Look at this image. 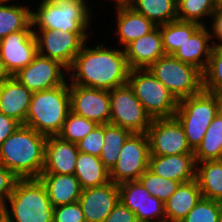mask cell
Returning <instances> with one entry per match:
<instances>
[{"label": "cell", "mask_w": 222, "mask_h": 222, "mask_svg": "<svg viewBox=\"0 0 222 222\" xmlns=\"http://www.w3.org/2000/svg\"><path fill=\"white\" fill-rule=\"evenodd\" d=\"M53 222H86L80 203L61 205L54 208Z\"/></svg>", "instance_id": "cell-39"}, {"label": "cell", "mask_w": 222, "mask_h": 222, "mask_svg": "<svg viewBox=\"0 0 222 222\" xmlns=\"http://www.w3.org/2000/svg\"><path fill=\"white\" fill-rule=\"evenodd\" d=\"M203 90L222 95V46H213L203 72Z\"/></svg>", "instance_id": "cell-35"}, {"label": "cell", "mask_w": 222, "mask_h": 222, "mask_svg": "<svg viewBox=\"0 0 222 222\" xmlns=\"http://www.w3.org/2000/svg\"><path fill=\"white\" fill-rule=\"evenodd\" d=\"M68 68L57 60L37 54L34 60L20 69L14 77L32 92L48 90L65 84Z\"/></svg>", "instance_id": "cell-13"}, {"label": "cell", "mask_w": 222, "mask_h": 222, "mask_svg": "<svg viewBox=\"0 0 222 222\" xmlns=\"http://www.w3.org/2000/svg\"><path fill=\"white\" fill-rule=\"evenodd\" d=\"M213 48L208 25L201 26L177 49L173 56L183 63L192 65L204 72Z\"/></svg>", "instance_id": "cell-23"}, {"label": "cell", "mask_w": 222, "mask_h": 222, "mask_svg": "<svg viewBox=\"0 0 222 222\" xmlns=\"http://www.w3.org/2000/svg\"><path fill=\"white\" fill-rule=\"evenodd\" d=\"M98 124L69 111L58 136L71 143H77L89 134Z\"/></svg>", "instance_id": "cell-36"}, {"label": "cell", "mask_w": 222, "mask_h": 222, "mask_svg": "<svg viewBox=\"0 0 222 222\" xmlns=\"http://www.w3.org/2000/svg\"><path fill=\"white\" fill-rule=\"evenodd\" d=\"M209 26L213 46H222V7H217L211 16ZM215 38V39H214ZM217 39L218 42L215 40Z\"/></svg>", "instance_id": "cell-42"}, {"label": "cell", "mask_w": 222, "mask_h": 222, "mask_svg": "<svg viewBox=\"0 0 222 222\" xmlns=\"http://www.w3.org/2000/svg\"><path fill=\"white\" fill-rule=\"evenodd\" d=\"M127 83L152 119L174 117L178 101L148 68L131 69Z\"/></svg>", "instance_id": "cell-8"}, {"label": "cell", "mask_w": 222, "mask_h": 222, "mask_svg": "<svg viewBox=\"0 0 222 222\" xmlns=\"http://www.w3.org/2000/svg\"><path fill=\"white\" fill-rule=\"evenodd\" d=\"M78 153L76 143L63 140L58 135L47 136L42 173L74 175Z\"/></svg>", "instance_id": "cell-18"}, {"label": "cell", "mask_w": 222, "mask_h": 222, "mask_svg": "<svg viewBox=\"0 0 222 222\" xmlns=\"http://www.w3.org/2000/svg\"><path fill=\"white\" fill-rule=\"evenodd\" d=\"M116 30L113 35H117L116 45L124 48L130 42L153 31L157 25L151 20L136 12L129 5H115Z\"/></svg>", "instance_id": "cell-20"}, {"label": "cell", "mask_w": 222, "mask_h": 222, "mask_svg": "<svg viewBox=\"0 0 222 222\" xmlns=\"http://www.w3.org/2000/svg\"><path fill=\"white\" fill-rule=\"evenodd\" d=\"M196 180L202 197L222 202V161L197 162Z\"/></svg>", "instance_id": "cell-27"}, {"label": "cell", "mask_w": 222, "mask_h": 222, "mask_svg": "<svg viewBox=\"0 0 222 222\" xmlns=\"http://www.w3.org/2000/svg\"><path fill=\"white\" fill-rule=\"evenodd\" d=\"M149 169L160 177L181 183L196 179V161L194 154L169 156L150 155Z\"/></svg>", "instance_id": "cell-21"}, {"label": "cell", "mask_w": 222, "mask_h": 222, "mask_svg": "<svg viewBox=\"0 0 222 222\" xmlns=\"http://www.w3.org/2000/svg\"><path fill=\"white\" fill-rule=\"evenodd\" d=\"M219 160L222 161V150H221V153H220V156H219Z\"/></svg>", "instance_id": "cell-49"}, {"label": "cell", "mask_w": 222, "mask_h": 222, "mask_svg": "<svg viewBox=\"0 0 222 222\" xmlns=\"http://www.w3.org/2000/svg\"><path fill=\"white\" fill-rule=\"evenodd\" d=\"M218 222H222V209L220 211V216H219Z\"/></svg>", "instance_id": "cell-48"}, {"label": "cell", "mask_w": 222, "mask_h": 222, "mask_svg": "<svg viewBox=\"0 0 222 222\" xmlns=\"http://www.w3.org/2000/svg\"><path fill=\"white\" fill-rule=\"evenodd\" d=\"M104 222H138L136 215L120 201L107 216Z\"/></svg>", "instance_id": "cell-41"}, {"label": "cell", "mask_w": 222, "mask_h": 222, "mask_svg": "<svg viewBox=\"0 0 222 222\" xmlns=\"http://www.w3.org/2000/svg\"><path fill=\"white\" fill-rule=\"evenodd\" d=\"M12 75L10 72L6 69L3 59L1 58L0 54V85L5 82L7 79H9Z\"/></svg>", "instance_id": "cell-44"}, {"label": "cell", "mask_w": 222, "mask_h": 222, "mask_svg": "<svg viewBox=\"0 0 222 222\" xmlns=\"http://www.w3.org/2000/svg\"><path fill=\"white\" fill-rule=\"evenodd\" d=\"M22 124L0 112V147L4 140L12 135Z\"/></svg>", "instance_id": "cell-43"}, {"label": "cell", "mask_w": 222, "mask_h": 222, "mask_svg": "<svg viewBox=\"0 0 222 222\" xmlns=\"http://www.w3.org/2000/svg\"><path fill=\"white\" fill-rule=\"evenodd\" d=\"M32 94L14 75L11 76L0 85V112L24 125Z\"/></svg>", "instance_id": "cell-22"}, {"label": "cell", "mask_w": 222, "mask_h": 222, "mask_svg": "<svg viewBox=\"0 0 222 222\" xmlns=\"http://www.w3.org/2000/svg\"><path fill=\"white\" fill-rule=\"evenodd\" d=\"M19 178L0 163V212L4 209Z\"/></svg>", "instance_id": "cell-40"}, {"label": "cell", "mask_w": 222, "mask_h": 222, "mask_svg": "<svg viewBox=\"0 0 222 222\" xmlns=\"http://www.w3.org/2000/svg\"><path fill=\"white\" fill-rule=\"evenodd\" d=\"M217 7H222V0H213Z\"/></svg>", "instance_id": "cell-46"}, {"label": "cell", "mask_w": 222, "mask_h": 222, "mask_svg": "<svg viewBox=\"0 0 222 222\" xmlns=\"http://www.w3.org/2000/svg\"><path fill=\"white\" fill-rule=\"evenodd\" d=\"M104 143V124H98L82 140L77 142L78 151L100 157Z\"/></svg>", "instance_id": "cell-38"}, {"label": "cell", "mask_w": 222, "mask_h": 222, "mask_svg": "<svg viewBox=\"0 0 222 222\" xmlns=\"http://www.w3.org/2000/svg\"><path fill=\"white\" fill-rule=\"evenodd\" d=\"M128 5L157 26L177 20V0H132Z\"/></svg>", "instance_id": "cell-29"}, {"label": "cell", "mask_w": 222, "mask_h": 222, "mask_svg": "<svg viewBox=\"0 0 222 222\" xmlns=\"http://www.w3.org/2000/svg\"><path fill=\"white\" fill-rule=\"evenodd\" d=\"M149 157L147 133H132L125 141L116 164L109 171L110 181L117 185L138 181L149 168Z\"/></svg>", "instance_id": "cell-10"}, {"label": "cell", "mask_w": 222, "mask_h": 222, "mask_svg": "<svg viewBox=\"0 0 222 222\" xmlns=\"http://www.w3.org/2000/svg\"><path fill=\"white\" fill-rule=\"evenodd\" d=\"M53 216L54 207L42 182L27 178L17 181L0 212V222H53Z\"/></svg>", "instance_id": "cell-3"}, {"label": "cell", "mask_w": 222, "mask_h": 222, "mask_svg": "<svg viewBox=\"0 0 222 222\" xmlns=\"http://www.w3.org/2000/svg\"><path fill=\"white\" fill-rule=\"evenodd\" d=\"M123 49L130 69L149 68L165 55L160 28L157 26L149 34L133 40Z\"/></svg>", "instance_id": "cell-19"}, {"label": "cell", "mask_w": 222, "mask_h": 222, "mask_svg": "<svg viewBox=\"0 0 222 222\" xmlns=\"http://www.w3.org/2000/svg\"><path fill=\"white\" fill-rule=\"evenodd\" d=\"M38 179L44 185L54 208L77 202L80 198L82 189L74 175L41 173Z\"/></svg>", "instance_id": "cell-24"}, {"label": "cell", "mask_w": 222, "mask_h": 222, "mask_svg": "<svg viewBox=\"0 0 222 222\" xmlns=\"http://www.w3.org/2000/svg\"><path fill=\"white\" fill-rule=\"evenodd\" d=\"M222 150V109L209 125L201 144L194 151L195 161L219 160Z\"/></svg>", "instance_id": "cell-31"}, {"label": "cell", "mask_w": 222, "mask_h": 222, "mask_svg": "<svg viewBox=\"0 0 222 222\" xmlns=\"http://www.w3.org/2000/svg\"><path fill=\"white\" fill-rule=\"evenodd\" d=\"M110 2H115L113 3L115 5H128L132 0H109Z\"/></svg>", "instance_id": "cell-45"}, {"label": "cell", "mask_w": 222, "mask_h": 222, "mask_svg": "<svg viewBox=\"0 0 222 222\" xmlns=\"http://www.w3.org/2000/svg\"><path fill=\"white\" fill-rule=\"evenodd\" d=\"M47 136L21 125L0 147V163L19 179L38 178L44 169Z\"/></svg>", "instance_id": "cell-2"}, {"label": "cell", "mask_w": 222, "mask_h": 222, "mask_svg": "<svg viewBox=\"0 0 222 222\" xmlns=\"http://www.w3.org/2000/svg\"><path fill=\"white\" fill-rule=\"evenodd\" d=\"M77 1H81V2L85 3L90 9H93L90 7L91 2L88 4V2H89L88 0H77Z\"/></svg>", "instance_id": "cell-47"}, {"label": "cell", "mask_w": 222, "mask_h": 222, "mask_svg": "<svg viewBox=\"0 0 222 222\" xmlns=\"http://www.w3.org/2000/svg\"><path fill=\"white\" fill-rule=\"evenodd\" d=\"M78 202L86 222H104L119 202L118 185L110 181L102 186L83 189Z\"/></svg>", "instance_id": "cell-17"}, {"label": "cell", "mask_w": 222, "mask_h": 222, "mask_svg": "<svg viewBox=\"0 0 222 222\" xmlns=\"http://www.w3.org/2000/svg\"><path fill=\"white\" fill-rule=\"evenodd\" d=\"M222 202L201 197L181 222H218Z\"/></svg>", "instance_id": "cell-37"}, {"label": "cell", "mask_w": 222, "mask_h": 222, "mask_svg": "<svg viewBox=\"0 0 222 222\" xmlns=\"http://www.w3.org/2000/svg\"><path fill=\"white\" fill-rule=\"evenodd\" d=\"M201 26L196 22L179 20L159 25L165 54L173 55Z\"/></svg>", "instance_id": "cell-30"}, {"label": "cell", "mask_w": 222, "mask_h": 222, "mask_svg": "<svg viewBox=\"0 0 222 222\" xmlns=\"http://www.w3.org/2000/svg\"><path fill=\"white\" fill-rule=\"evenodd\" d=\"M216 8L213 0H177V20L208 25Z\"/></svg>", "instance_id": "cell-33"}, {"label": "cell", "mask_w": 222, "mask_h": 222, "mask_svg": "<svg viewBox=\"0 0 222 222\" xmlns=\"http://www.w3.org/2000/svg\"><path fill=\"white\" fill-rule=\"evenodd\" d=\"M109 124L129 130L131 133H146L152 118L137 99L127 83L109 91Z\"/></svg>", "instance_id": "cell-9"}, {"label": "cell", "mask_w": 222, "mask_h": 222, "mask_svg": "<svg viewBox=\"0 0 222 222\" xmlns=\"http://www.w3.org/2000/svg\"><path fill=\"white\" fill-rule=\"evenodd\" d=\"M74 176L82 190L110 182L109 170L101 159L88 153H78Z\"/></svg>", "instance_id": "cell-26"}, {"label": "cell", "mask_w": 222, "mask_h": 222, "mask_svg": "<svg viewBox=\"0 0 222 222\" xmlns=\"http://www.w3.org/2000/svg\"><path fill=\"white\" fill-rule=\"evenodd\" d=\"M0 54L6 69L12 76L29 65L38 54L32 23L25 30L10 33L2 38Z\"/></svg>", "instance_id": "cell-16"}, {"label": "cell", "mask_w": 222, "mask_h": 222, "mask_svg": "<svg viewBox=\"0 0 222 222\" xmlns=\"http://www.w3.org/2000/svg\"><path fill=\"white\" fill-rule=\"evenodd\" d=\"M222 109V95L202 90L178 101L174 117L182 125L187 143L195 151L212 120Z\"/></svg>", "instance_id": "cell-6"}, {"label": "cell", "mask_w": 222, "mask_h": 222, "mask_svg": "<svg viewBox=\"0 0 222 222\" xmlns=\"http://www.w3.org/2000/svg\"><path fill=\"white\" fill-rule=\"evenodd\" d=\"M31 11L34 30L90 32L96 14L85 3L77 0H41ZM93 12V13H91ZM94 17V18H92ZM91 25V26H90Z\"/></svg>", "instance_id": "cell-5"}, {"label": "cell", "mask_w": 222, "mask_h": 222, "mask_svg": "<svg viewBox=\"0 0 222 222\" xmlns=\"http://www.w3.org/2000/svg\"><path fill=\"white\" fill-rule=\"evenodd\" d=\"M70 111L97 124L110 122L109 90L69 83Z\"/></svg>", "instance_id": "cell-15"}, {"label": "cell", "mask_w": 222, "mask_h": 222, "mask_svg": "<svg viewBox=\"0 0 222 222\" xmlns=\"http://www.w3.org/2000/svg\"><path fill=\"white\" fill-rule=\"evenodd\" d=\"M139 181L143 184L150 195L165 203L177 190L181 182L160 177L149 168L140 176Z\"/></svg>", "instance_id": "cell-34"}, {"label": "cell", "mask_w": 222, "mask_h": 222, "mask_svg": "<svg viewBox=\"0 0 222 222\" xmlns=\"http://www.w3.org/2000/svg\"><path fill=\"white\" fill-rule=\"evenodd\" d=\"M17 2L0 0V40L10 33L25 30L32 23V7Z\"/></svg>", "instance_id": "cell-28"}, {"label": "cell", "mask_w": 222, "mask_h": 222, "mask_svg": "<svg viewBox=\"0 0 222 222\" xmlns=\"http://www.w3.org/2000/svg\"><path fill=\"white\" fill-rule=\"evenodd\" d=\"M70 111L68 81L57 87L33 92L25 126L45 136H57Z\"/></svg>", "instance_id": "cell-4"}, {"label": "cell", "mask_w": 222, "mask_h": 222, "mask_svg": "<svg viewBox=\"0 0 222 222\" xmlns=\"http://www.w3.org/2000/svg\"><path fill=\"white\" fill-rule=\"evenodd\" d=\"M98 44L90 47L85 42L68 68V82L109 91L127 84L131 69L124 49Z\"/></svg>", "instance_id": "cell-1"}, {"label": "cell", "mask_w": 222, "mask_h": 222, "mask_svg": "<svg viewBox=\"0 0 222 222\" xmlns=\"http://www.w3.org/2000/svg\"><path fill=\"white\" fill-rule=\"evenodd\" d=\"M132 133L124 128L112 124H104V143L100 159L110 171L116 164L120 151Z\"/></svg>", "instance_id": "cell-32"}, {"label": "cell", "mask_w": 222, "mask_h": 222, "mask_svg": "<svg viewBox=\"0 0 222 222\" xmlns=\"http://www.w3.org/2000/svg\"><path fill=\"white\" fill-rule=\"evenodd\" d=\"M38 54L54 59L69 68L81 48L92 36L90 32L34 30Z\"/></svg>", "instance_id": "cell-11"}, {"label": "cell", "mask_w": 222, "mask_h": 222, "mask_svg": "<svg viewBox=\"0 0 222 222\" xmlns=\"http://www.w3.org/2000/svg\"><path fill=\"white\" fill-rule=\"evenodd\" d=\"M202 197L196 179L181 183L164 203L166 222H181Z\"/></svg>", "instance_id": "cell-25"}, {"label": "cell", "mask_w": 222, "mask_h": 222, "mask_svg": "<svg viewBox=\"0 0 222 222\" xmlns=\"http://www.w3.org/2000/svg\"><path fill=\"white\" fill-rule=\"evenodd\" d=\"M148 69L177 101L196 95L203 90V73L173 55L165 54Z\"/></svg>", "instance_id": "cell-7"}, {"label": "cell", "mask_w": 222, "mask_h": 222, "mask_svg": "<svg viewBox=\"0 0 222 222\" xmlns=\"http://www.w3.org/2000/svg\"><path fill=\"white\" fill-rule=\"evenodd\" d=\"M150 155L194 154L184 129L175 117L154 118L147 130Z\"/></svg>", "instance_id": "cell-12"}, {"label": "cell", "mask_w": 222, "mask_h": 222, "mask_svg": "<svg viewBox=\"0 0 222 222\" xmlns=\"http://www.w3.org/2000/svg\"><path fill=\"white\" fill-rule=\"evenodd\" d=\"M119 201L135 213L138 222H166L165 206L143 184L128 181L118 185Z\"/></svg>", "instance_id": "cell-14"}]
</instances>
